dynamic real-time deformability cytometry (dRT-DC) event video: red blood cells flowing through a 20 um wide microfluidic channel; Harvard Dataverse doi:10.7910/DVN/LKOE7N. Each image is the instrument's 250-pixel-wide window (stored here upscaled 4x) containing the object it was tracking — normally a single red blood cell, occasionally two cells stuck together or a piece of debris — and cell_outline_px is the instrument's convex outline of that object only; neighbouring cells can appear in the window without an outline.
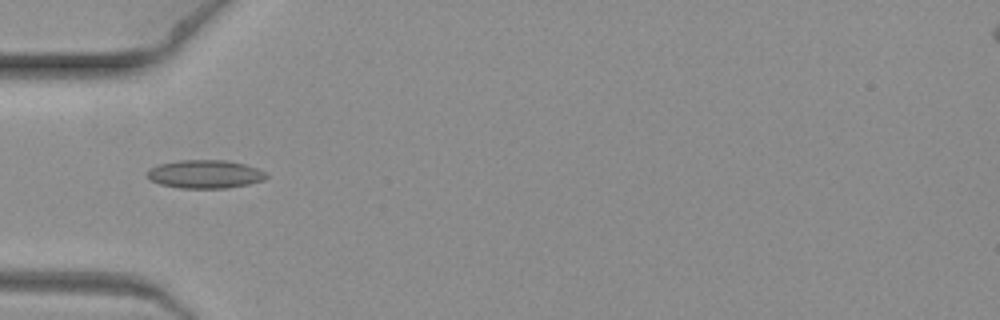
{"species": "common noctule bat (a hibernating species)", "species_latin": "Nyctalus noctula", "temperature_condition": "warm", "stored_images_in_passage": 6, "camera_frame_rate_fps": 3000, "um_per_image_px": 0.085, "animal": {"sex": "female", "body_mass_g": 19.3, "forearm_length_mm": 54.1}, "frame": {"image": 1, "passage_image": 4, "time_ms": 1.0, "image_size_px": [1000, 320], "cell_outline_px": [[268, 176], [264, 180], [248, 184], [228, 188], [180, 188], [160, 184], [152, 180], [148, 176], [148, 168], [160, 164], [180, 160], [228, 160], [244, 164], [256, 168], [264, 172]], "centroid_in_image_um": [17.44, 14.8], "position_along_channel_um": 67.6, "area_um2": 19.54}}
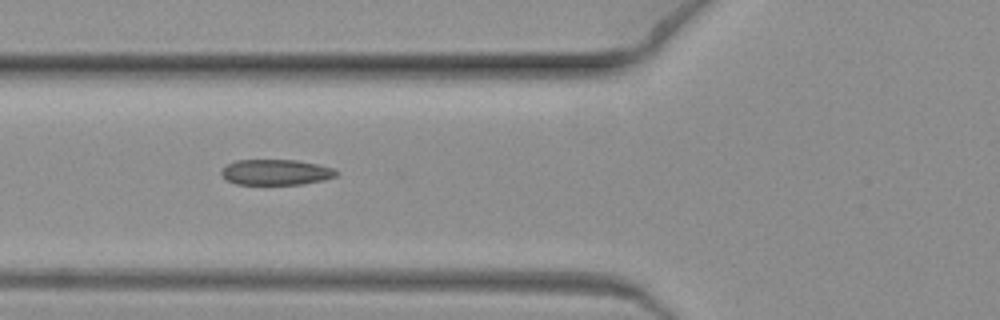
{"frame": {"image": 2, "passage_image": 5, "time_ms": 1.333, "image_size_px": [1000, 320], "cell_outline_px": [[340, 172], [336, 176], [324, 180], [304, 184], [236, 184], [228, 180], [220, 172], [228, 164], [236, 160], [296, 160], [336, 168]], "centroid_in_image_um": [23.52, 14.64], "position_along_channel_um": 102.3, "area_um2": 17.11}}
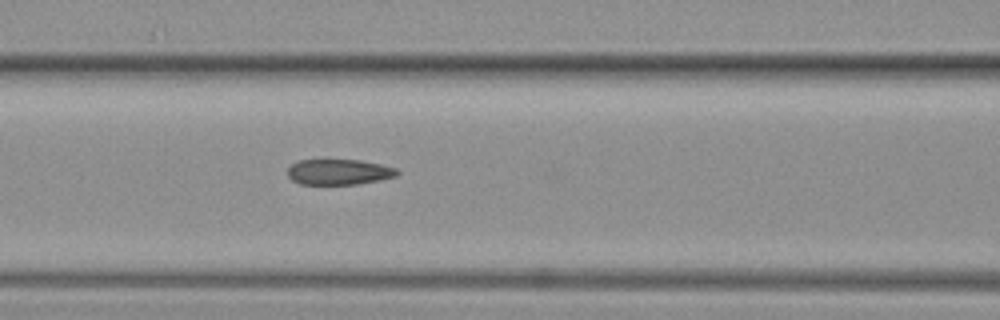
{"frame": {"image": 3, "passage_image": 6, "time_ms": 1.667, "image_size_px": [1000, 320], "cell_outline_px": [[400, 172], [396, 176], [380, 180], [356, 184], [300, 184], [292, 180], [288, 176], [288, 168], [292, 164], [300, 160], [324, 156], [360, 160], [380, 164], [396, 168]], "centroid_in_image_um": [28.77, 14.56], "position_along_channel_um": 137.8, "area_um2": 17.11}}